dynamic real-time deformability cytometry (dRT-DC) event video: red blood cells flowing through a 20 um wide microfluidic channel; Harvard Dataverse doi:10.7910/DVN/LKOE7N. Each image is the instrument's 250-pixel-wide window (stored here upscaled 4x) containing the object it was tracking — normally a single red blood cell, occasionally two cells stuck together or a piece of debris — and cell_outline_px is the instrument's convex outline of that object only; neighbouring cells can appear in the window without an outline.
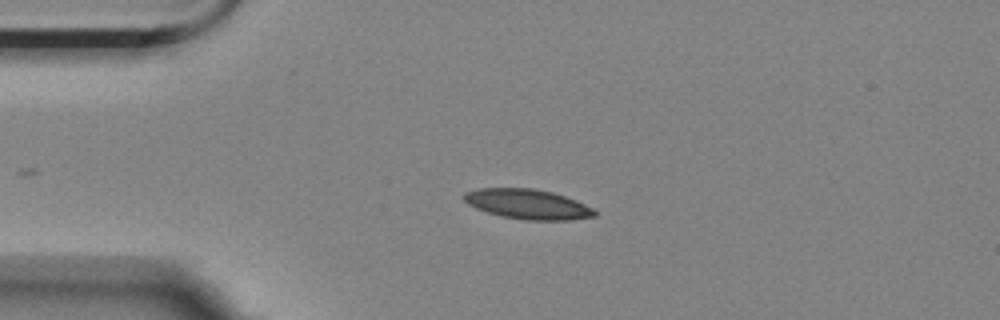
{"species": "Egyptian fruit bat (a non-hibernating species)", "species_latin": "Rousettus aegyptiacus", "temperature_condition": "room temperature", "stored_images_in_passage": 4, "camera_frame_rate_fps": 3000, "um_per_image_px": 0.085, "animal": {"sex": "female"}, "frame": {"image": 1, "passage_image": 3, "time_ms": 0.667, "image_size_px": [1000, 320], "cell_outline_px": [[596, 216], [568, 220], [524, 220], [500, 216], [476, 208], [468, 204], [460, 196], [464, 192], [476, 188], [532, 188], [552, 192], [576, 200], [592, 208], [596, 212]], "centroid_in_image_um": [44.8, 17.35], "position_along_channel_um": 40.2, "area_um2": 22.83}}